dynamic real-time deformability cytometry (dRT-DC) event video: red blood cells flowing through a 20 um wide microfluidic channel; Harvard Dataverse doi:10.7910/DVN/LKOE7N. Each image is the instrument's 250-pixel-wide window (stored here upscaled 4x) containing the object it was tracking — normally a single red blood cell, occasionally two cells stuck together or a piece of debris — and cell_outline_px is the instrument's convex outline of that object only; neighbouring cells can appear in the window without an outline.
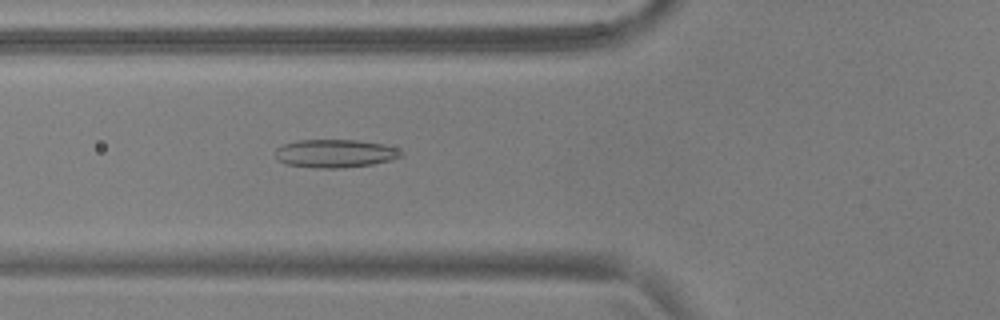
{"species": "common noctule bat (a hibernating species)", "species_latin": "Nyctalus noctula", "temperature_condition": "warm", "stored_images_in_passage": 53, "camera_frame_rate_fps": 3000, "um_per_image_px": 0.085, "animal": {"sex": "male", "body_mass_g": 17.9, "forearm_length_mm": 54.2}, "frame": {"image": 1, "passage_image": 20, "time_ms": 6.333, "image_size_px": [1000, 320], "cell_outline_px": [[404, 156], [392, 160], [372, 164], [340, 168], [316, 168], [288, 164], [276, 160], [276, 148], [284, 144], [300, 140], [356, 140], [384, 144], [396, 148], [404, 152]], "centroid_in_image_um": [28.52, 13.04], "position_along_channel_um": 97.3, "area_um2": 20.69}}
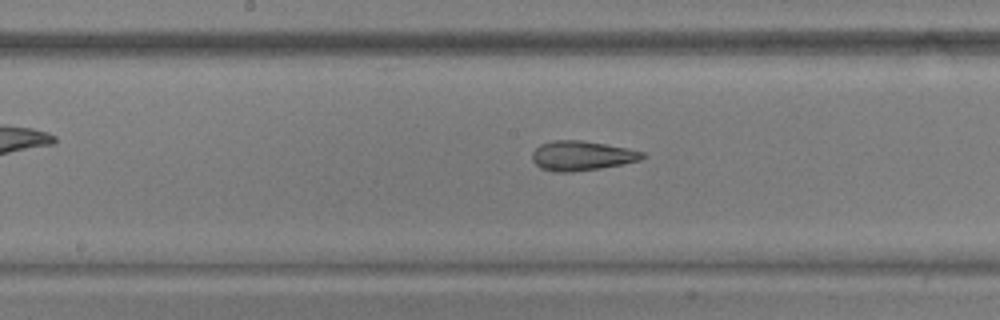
{"frame": {"image": 2, "passage_image": 28, "time_ms": 9.0, "image_size_px": [1000, 320], "cell_outline_px": [[644, 156], [640, 160], [600, 168], [572, 172], [556, 172], [540, 168], [532, 160], [532, 152], [540, 144], [552, 140], [580, 140], [628, 148], [644, 152]], "centroid_in_image_um": [49.41, 13.23], "position_along_channel_um": 198.8, "area_um2": 18.9}}
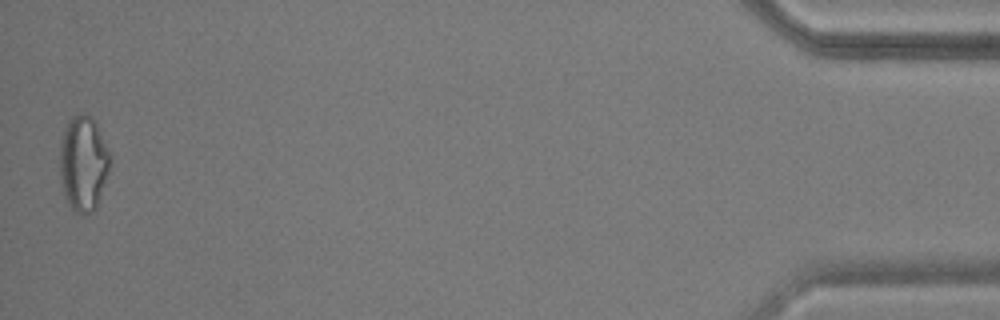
{"frame": {"image": 3, "passage_image": 53, "time_ms": 17.333, "image_size_px": [1000, 320], "cell_outline_px": [[112, 160], [96, 208], [92, 212], [84, 216], [76, 212], [68, 204], [60, 180], [60, 140], [64, 128], [68, 120], [72, 116], [80, 112], [84, 112], [96, 124], [112, 152]], "centroid_in_image_um": [7.09, 13.87], "position_along_channel_um": 428.1, "area_um2": 28.32}, "authors_computed_cell_mechanics": {"area_um2": 21.4438, "velocity_mm_per_s": 3.775, "shape_relaxation_time_tau1_ms": null, "shape_relaxation_time_tau2_ms": 1.887, "deformation_change_tau1": null, "deformation_change_tau2": 0.1043}}